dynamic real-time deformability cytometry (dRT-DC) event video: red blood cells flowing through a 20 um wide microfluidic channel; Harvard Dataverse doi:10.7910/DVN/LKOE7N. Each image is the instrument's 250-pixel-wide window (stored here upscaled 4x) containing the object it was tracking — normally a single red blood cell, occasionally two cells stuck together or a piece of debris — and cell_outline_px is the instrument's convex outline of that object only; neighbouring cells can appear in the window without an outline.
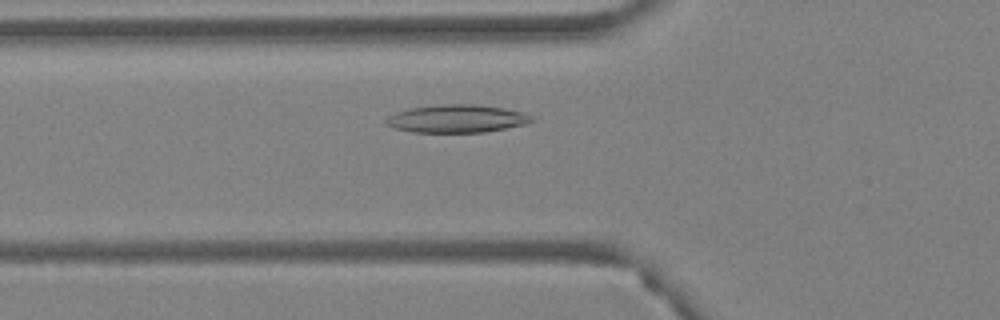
{"species": "Egyptian fruit bat (a non-hibernating species)", "species_latin": "Rousettus aegyptiacus", "temperature_condition": "warm", "stored_images_in_passage": 45, "camera_frame_rate_fps": 3000, "um_per_image_px": 0.085, "animal": {"sex": "female"}, "frame": {"image": 1, "passage_image": 11, "time_ms": 3.333, "image_size_px": [1000, 320], "cell_outline_px": [[536, 120], [528, 124], [484, 132], [412, 132], [396, 128], [388, 124], [384, 120], [388, 116], [396, 112], [412, 108], [440, 104], [476, 104], [504, 108], [520, 112], [532, 116]], "centroid_in_image_um": [38.87, 10.08], "position_along_channel_um": 86.9, "area_um2": 23.58}}
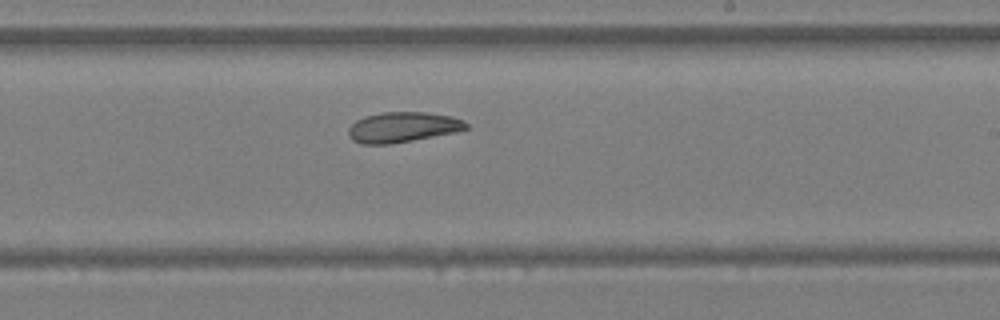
{"frame": {"image": 2, "passage_image": 24, "time_ms": 7.667, "image_size_px": [1000, 320], "cell_outline_px": [[468, 128], [456, 132], [392, 144], [360, 144], [352, 140], [348, 136], [348, 128], [356, 120], [364, 116], [384, 112], [424, 112], [452, 116], [464, 120], [468, 124]], "centroid_in_image_um": [34.22, 10.81], "position_along_channel_um": 254.8, "area_um2": 20.92}}
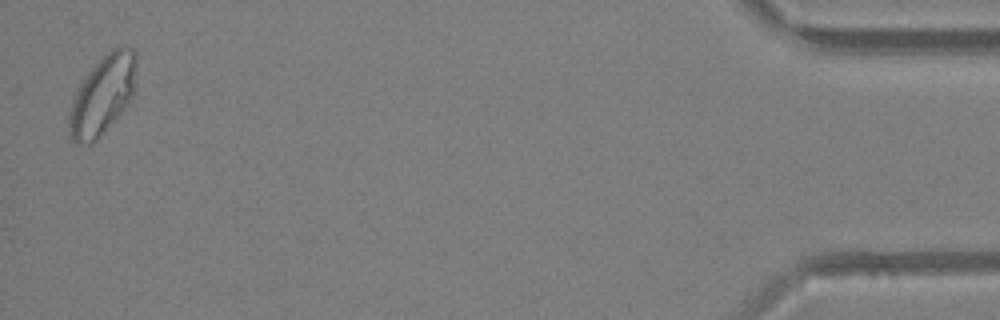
{"frame": {"image": 3, "passage_image": 44, "time_ms": 14.333, "image_size_px": [1000, 320], "cell_outline_px": [[136, 92], [128, 104], [88, 144], [76, 144], [72, 140], [68, 128], [68, 112], [72, 100], [84, 76], [112, 48], [124, 44], [128, 44], [136, 52]], "centroid_in_image_um": [8.74, 7.99], "position_along_channel_um": 426.5, "area_um2": 30.69}, "authors_computed_cell_mechanics": {"area_um2": 23.5824, "velocity_mm_per_s": 3.8649, "shape_relaxation_time_tau1_ms": null, "shape_relaxation_time_tau2_ms": 7.7807, "deformation_change_tau1": null, "deformation_change_tau2": 0.1346}}